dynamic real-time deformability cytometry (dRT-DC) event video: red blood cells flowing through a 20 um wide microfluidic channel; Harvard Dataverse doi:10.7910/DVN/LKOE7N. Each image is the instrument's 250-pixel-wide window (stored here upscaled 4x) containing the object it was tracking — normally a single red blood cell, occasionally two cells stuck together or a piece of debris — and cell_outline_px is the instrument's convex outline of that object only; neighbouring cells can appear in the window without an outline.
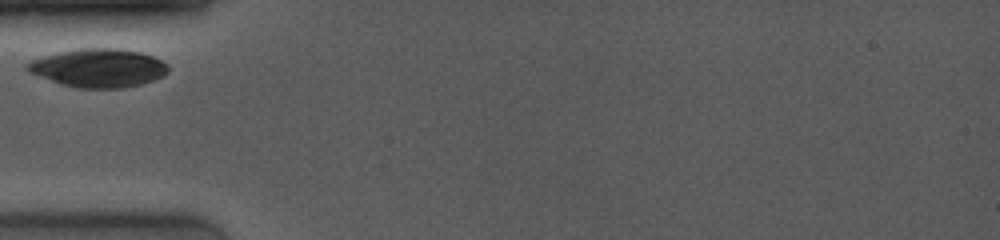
{"species": "common noctule bat (a hibernating species)", "species_latin": "Nyctalus noctula", "temperature_condition": "room temperature", "stored_images_in_passage": 18, "camera_frame_rate_fps": 4000, "um_per_image_px": 0.085, "animal": {"sex": "female", "body_mass_g": 19.0, "forearm_length_mm": 53.3}, "frame": {"image": 1, "passage_image": 1, "time_ms": 0.0, "image_size_px": [1000, 240], "cell_outline_px": [[168, 72], [152, 80], [140, 84], [120, 88], [76, 88], [60, 84], [28, 72], [24, 68], [24, 64], [32, 60], [56, 52], [76, 48], [120, 48], [140, 52], [152, 56], [168, 64]], "centroid_in_image_um": [8.31, 5.76], "position_along_channel_um": 76.7, "area_um2": 31.67}}